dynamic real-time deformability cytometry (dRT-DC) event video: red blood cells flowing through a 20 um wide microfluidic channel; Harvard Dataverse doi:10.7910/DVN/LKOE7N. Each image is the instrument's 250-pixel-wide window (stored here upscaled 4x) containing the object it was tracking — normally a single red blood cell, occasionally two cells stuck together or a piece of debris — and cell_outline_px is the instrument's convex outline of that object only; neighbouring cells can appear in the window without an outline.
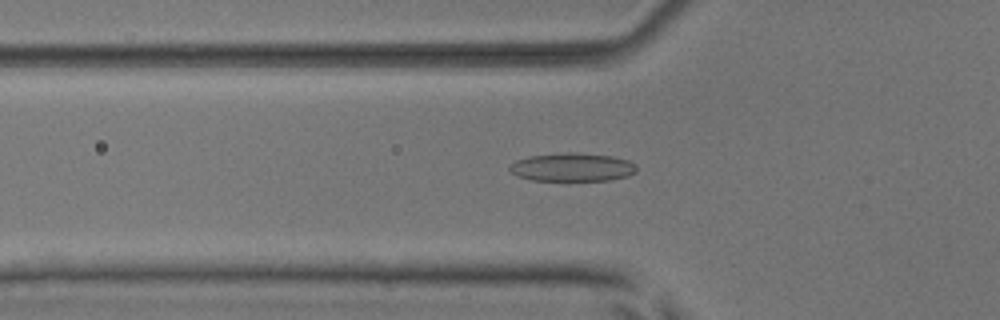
{"species": "common noctule bat (a hibernating species)", "species_latin": "Nyctalus noctula", "temperature_condition": "room temperature", "stored_images_in_passage": 37, "camera_frame_rate_fps": 3000, "um_per_image_px": 0.085, "animal": {"sex": "male", "body_mass_g": 17.9, "forearm_length_mm": 54.2}, "frame": {"image": 1, "passage_image": 2, "time_ms": 0.333, "image_size_px": [1000, 320], "cell_outline_px": [[636, 172], [628, 176], [608, 180], [532, 180], [520, 176], [512, 172], [508, 168], [508, 164], [516, 160], [528, 156], [564, 152], [572, 152], [612, 156], [628, 160], [636, 164]], "centroid_in_image_um": [48.64, 14.2], "position_along_channel_um": 77.2, "area_um2": 20.98}}
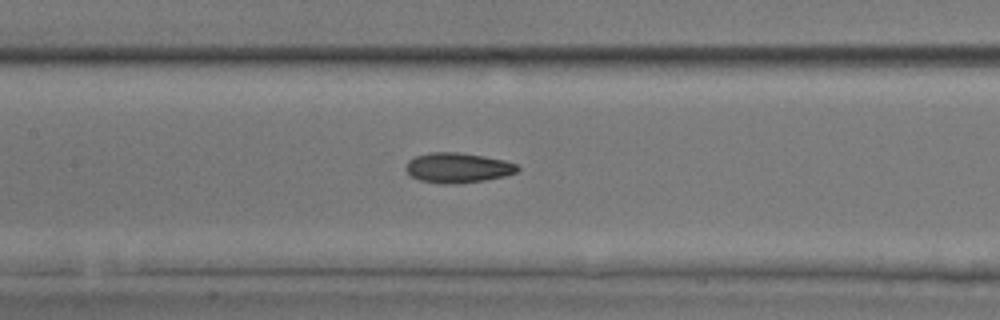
{"frame": {"image": 2, "passage_image": 9, "time_ms": 2.667, "image_size_px": [1000, 320], "cell_outline_px": [[520, 168], [516, 172], [504, 176], [484, 180], [456, 184], [444, 184], [420, 180], [412, 176], [404, 168], [408, 160], [416, 156], [428, 152], [460, 152], [484, 156], [504, 160], [516, 164]], "centroid_in_image_um": [38.89, 14.25], "position_along_channel_um": 168.5, "area_um2": 19.54}}
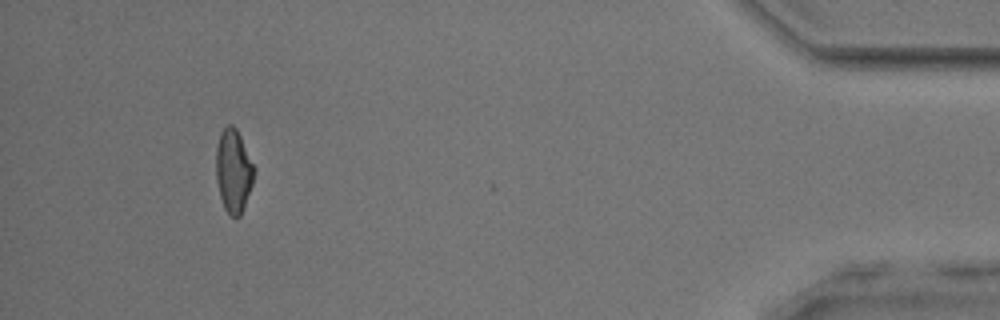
{"frame": {"image": 3, "passage_image": 33, "time_ms": 10.667, "image_size_px": [1000, 320], "cell_outline_px": [[256, 168], [252, 184], [240, 216], [232, 216], [224, 208], [220, 196], [216, 180], [216, 148], [220, 132], [228, 124], [232, 124], [236, 128]], "centroid_in_image_um": [19.84, 14.49], "position_along_channel_um": 415.4, "area_um2": 18.38}, "authors_computed_cell_mechanics": {"area_um2": 18.8428, "velocity_mm_per_s": 3.895, "shape_relaxation_time_tau1_ms": 3.4997, "shape_relaxation_time_tau2_ms": 2.6244, "deformation_change_tau1": 0.1433, "deformation_change_tau2": 0.1044}}